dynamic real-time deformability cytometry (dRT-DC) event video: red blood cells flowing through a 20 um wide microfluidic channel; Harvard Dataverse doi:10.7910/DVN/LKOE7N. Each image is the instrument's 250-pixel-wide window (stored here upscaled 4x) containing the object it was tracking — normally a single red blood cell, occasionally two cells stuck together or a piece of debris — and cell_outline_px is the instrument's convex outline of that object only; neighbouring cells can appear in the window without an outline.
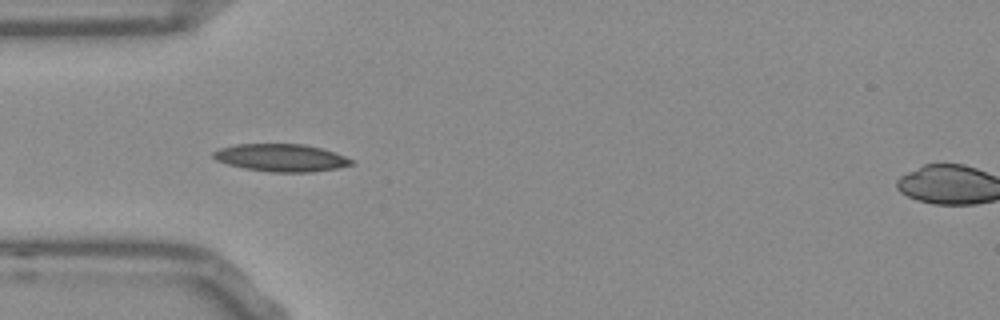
{"species": "Egyptian fruit bat (a non-hibernating species)", "species_latin": "Rousettus aegyptiacus", "temperature_condition": "room temperature", "stored_images_in_passage": 14, "camera_frame_rate_fps": 3000, "um_per_image_px": 0.085, "frame": {"image": 1, "passage_image": 5, "time_ms": 1.333, "image_size_px": [1000, 320], "cell_outline_px": [[352, 164], [336, 168], [312, 172], [268, 172], [244, 168], [228, 164], [216, 160], [212, 156], [212, 152], [220, 148], [236, 144], [300, 144], [320, 148], [344, 156], [352, 160]], "centroid_in_image_um": [23.83, 13.41], "position_along_channel_um": 61.2, "area_um2": 21.91}}
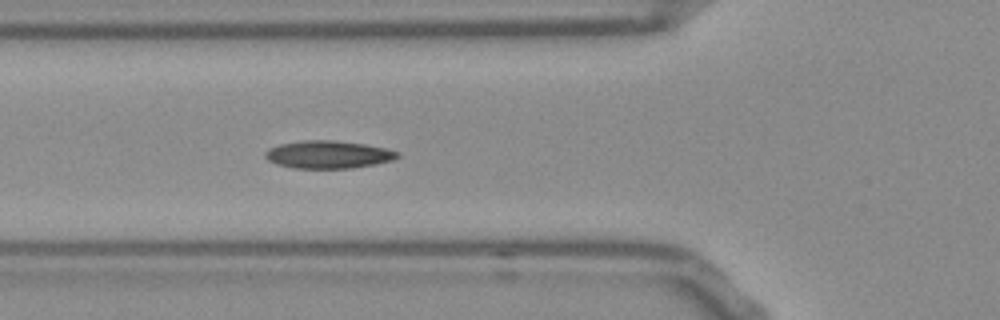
{"frame": {"image": 2, "passage_image": 8, "time_ms": 2.333, "image_size_px": [1000, 320], "cell_outline_px": [[400, 156], [392, 160], [352, 168], [296, 168], [276, 164], [268, 160], [264, 156], [264, 152], [268, 148], [280, 144], [300, 140], [336, 140], [364, 144], [384, 148], [400, 152]], "centroid_in_image_um": [27.86, 13.12], "position_along_channel_um": 97.9, "area_um2": 21.33}}